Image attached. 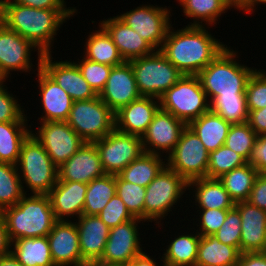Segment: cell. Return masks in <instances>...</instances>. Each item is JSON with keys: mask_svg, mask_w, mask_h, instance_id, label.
<instances>
[{"mask_svg": "<svg viewBox=\"0 0 266 266\" xmlns=\"http://www.w3.org/2000/svg\"><path fill=\"white\" fill-rule=\"evenodd\" d=\"M52 59L51 53H44L41 59V68L70 95L74 102L98 96L84 79L74 61L71 59L69 61H53Z\"/></svg>", "mask_w": 266, "mask_h": 266, "instance_id": "e0dca14e", "label": "cell"}, {"mask_svg": "<svg viewBox=\"0 0 266 266\" xmlns=\"http://www.w3.org/2000/svg\"><path fill=\"white\" fill-rule=\"evenodd\" d=\"M14 3L29 6L39 9H72L76 14L78 10L76 7H66L63 0H11Z\"/></svg>", "mask_w": 266, "mask_h": 266, "instance_id": "816d5d0a", "label": "cell"}, {"mask_svg": "<svg viewBox=\"0 0 266 266\" xmlns=\"http://www.w3.org/2000/svg\"><path fill=\"white\" fill-rule=\"evenodd\" d=\"M109 229L134 219L122 199L115 194L97 215Z\"/></svg>", "mask_w": 266, "mask_h": 266, "instance_id": "7dc6e473", "label": "cell"}, {"mask_svg": "<svg viewBox=\"0 0 266 266\" xmlns=\"http://www.w3.org/2000/svg\"><path fill=\"white\" fill-rule=\"evenodd\" d=\"M3 0H0V24H3Z\"/></svg>", "mask_w": 266, "mask_h": 266, "instance_id": "6125c7cd", "label": "cell"}, {"mask_svg": "<svg viewBox=\"0 0 266 266\" xmlns=\"http://www.w3.org/2000/svg\"><path fill=\"white\" fill-rule=\"evenodd\" d=\"M24 195L17 166L0 163V211L16 205Z\"/></svg>", "mask_w": 266, "mask_h": 266, "instance_id": "f35d334b", "label": "cell"}, {"mask_svg": "<svg viewBox=\"0 0 266 266\" xmlns=\"http://www.w3.org/2000/svg\"><path fill=\"white\" fill-rule=\"evenodd\" d=\"M40 123L37 131L31 129V134L57 167L70 159L85 143L66 121Z\"/></svg>", "mask_w": 266, "mask_h": 266, "instance_id": "4fadbf2b", "label": "cell"}, {"mask_svg": "<svg viewBox=\"0 0 266 266\" xmlns=\"http://www.w3.org/2000/svg\"><path fill=\"white\" fill-rule=\"evenodd\" d=\"M236 266H266V252L241 253Z\"/></svg>", "mask_w": 266, "mask_h": 266, "instance_id": "db71d44e", "label": "cell"}, {"mask_svg": "<svg viewBox=\"0 0 266 266\" xmlns=\"http://www.w3.org/2000/svg\"><path fill=\"white\" fill-rule=\"evenodd\" d=\"M258 4H264L266 5V0H248L240 9L239 12H241L240 10L244 11L243 13L246 14H252V12H254L255 9H257L256 7L258 6ZM257 5V6H256Z\"/></svg>", "mask_w": 266, "mask_h": 266, "instance_id": "680465c9", "label": "cell"}, {"mask_svg": "<svg viewBox=\"0 0 266 266\" xmlns=\"http://www.w3.org/2000/svg\"><path fill=\"white\" fill-rule=\"evenodd\" d=\"M142 221V222H141ZM143 220L134 218L110 229L108 240L100 260L110 263L129 264L143 252L138 224ZM141 246V247H140Z\"/></svg>", "mask_w": 266, "mask_h": 266, "instance_id": "2e32d148", "label": "cell"}, {"mask_svg": "<svg viewBox=\"0 0 266 266\" xmlns=\"http://www.w3.org/2000/svg\"><path fill=\"white\" fill-rule=\"evenodd\" d=\"M231 125L210 110L188 124L208 152L215 151L225 144Z\"/></svg>", "mask_w": 266, "mask_h": 266, "instance_id": "83f0119b", "label": "cell"}, {"mask_svg": "<svg viewBox=\"0 0 266 266\" xmlns=\"http://www.w3.org/2000/svg\"><path fill=\"white\" fill-rule=\"evenodd\" d=\"M16 166L26 195L24 183L30 194L38 195H47L57 183L58 167L31 133L21 145Z\"/></svg>", "mask_w": 266, "mask_h": 266, "instance_id": "5b68a950", "label": "cell"}, {"mask_svg": "<svg viewBox=\"0 0 266 266\" xmlns=\"http://www.w3.org/2000/svg\"><path fill=\"white\" fill-rule=\"evenodd\" d=\"M93 143L99 152L102 168L109 175H118L144 152L141 137L116 129Z\"/></svg>", "mask_w": 266, "mask_h": 266, "instance_id": "8fae6325", "label": "cell"}, {"mask_svg": "<svg viewBox=\"0 0 266 266\" xmlns=\"http://www.w3.org/2000/svg\"><path fill=\"white\" fill-rule=\"evenodd\" d=\"M241 216L240 252H266V211L247 201L235 203Z\"/></svg>", "mask_w": 266, "mask_h": 266, "instance_id": "603a6c76", "label": "cell"}, {"mask_svg": "<svg viewBox=\"0 0 266 266\" xmlns=\"http://www.w3.org/2000/svg\"><path fill=\"white\" fill-rule=\"evenodd\" d=\"M184 233L174 237V240H171L169 245H166V252L164 251L162 258H160V261H163L162 266L196 265L201 236L196 231Z\"/></svg>", "mask_w": 266, "mask_h": 266, "instance_id": "f546056e", "label": "cell"}, {"mask_svg": "<svg viewBox=\"0 0 266 266\" xmlns=\"http://www.w3.org/2000/svg\"><path fill=\"white\" fill-rule=\"evenodd\" d=\"M87 188L86 183L57 180L47 194L56 220L71 221L73 217L75 219L83 215Z\"/></svg>", "mask_w": 266, "mask_h": 266, "instance_id": "cb8c5ba5", "label": "cell"}, {"mask_svg": "<svg viewBox=\"0 0 266 266\" xmlns=\"http://www.w3.org/2000/svg\"><path fill=\"white\" fill-rule=\"evenodd\" d=\"M1 212L11 242L48 236L57 221L48 195L25 194L16 205Z\"/></svg>", "mask_w": 266, "mask_h": 266, "instance_id": "3957f363", "label": "cell"}, {"mask_svg": "<svg viewBox=\"0 0 266 266\" xmlns=\"http://www.w3.org/2000/svg\"><path fill=\"white\" fill-rule=\"evenodd\" d=\"M11 252L24 266H55L47 236L16 239Z\"/></svg>", "mask_w": 266, "mask_h": 266, "instance_id": "1f68e13d", "label": "cell"}, {"mask_svg": "<svg viewBox=\"0 0 266 266\" xmlns=\"http://www.w3.org/2000/svg\"><path fill=\"white\" fill-rule=\"evenodd\" d=\"M236 52L226 46L197 74L209 103L216 96L245 94L249 78L256 68L241 64Z\"/></svg>", "mask_w": 266, "mask_h": 266, "instance_id": "277c9868", "label": "cell"}, {"mask_svg": "<svg viewBox=\"0 0 266 266\" xmlns=\"http://www.w3.org/2000/svg\"><path fill=\"white\" fill-rule=\"evenodd\" d=\"M74 15L72 9H39L3 0V24L31 41L43 54L52 53L57 31Z\"/></svg>", "mask_w": 266, "mask_h": 266, "instance_id": "7a4b0ae2", "label": "cell"}, {"mask_svg": "<svg viewBox=\"0 0 266 266\" xmlns=\"http://www.w3.org/2000/svg\"><path fill=\"white\" fill-rule=\"evenodd\" d=\"M37 82L40 104L43 108L39 122L67 121L73 105V99L42 68L41 59L37 58ZM38 68V69H37ZM45 113V114H44Z\"/></svg>", "mask_w": 266, "mask_h": 266, "instance_id": "d6986e66", "label": "cell"}, {"mask_svg": "<svg viewBox=\"0 0 266 266\" xmlns=\"http://www.w3.org/2000/svg\"><path fill=\"white\" fill-rule=\"evenodd\" d=\"M210 111L221 116L230 124L248 122L249 111L245 94L216 96L210 102Z\"/></svg>", "mask_w": 266, "mask_h": 266, "instance_id": "74e56055", "label": "cell"}, {"mask_svg": "<svg viewBox=\"0 0 266 266\" xmlns=\"http://www.w3.org/2000/svg\"><path fill=\"white\" fill-rule=\"evenodd\" d=\"M58 181L90 183L104 176L100 155L94 143L85 142L66 162L58 167Z\"/></svg>", "mask_w": 266, "mask_h": 266, "instance_id": "44dd1931", "label": "cell"}, {"mask_svg": "<svg viewBox=\"0 0 266 266\" xmlns=\"http://www.w3.org/2000/svg\"><path fill=\"white\" fill-rule=\"evenodd\" d=\"M141 96L159 99L182 74L160 50L129 60Z\"/></svg>", "mask_w": 266, "mask_h": 266, "instance_id": "52a82bcc", "label": "cell"}, {"mask_svg": "<svg viewBox=\"0 0 266 266\" xmlns=\"http://www.w3.org/2000/svg\"><path fill=\"white\" fill-rule=\"evenodd\" d=\"M159 109V99L141 96L115 112V129L142 138Z\"/></svg>", "mask_w": 266, "mask_h": 266, "instance_id": "7402d4cb", "label": "cell"}, {"mask_svg": "<svg viewBox=\"0 0 266 266\" xmlns=\"http://www.w3.org/2000/svg\"><path fill=\"white\" fill-rule=\"evenodd\" d=\"M241 216L234 206L229 209L225 221L214 237L225 245H231L240 250Z\"/></svg>", "mask_w": 266, "mask_h": 266, "instance_id": "bcb514c9", "label": "cell"}, {"mask_svg": "<svg viewBox=\"0 0 266 266\" xmlns=\"http://www.w3.org/2000/svg\"><path fill=\"white\" fill-rule=\"evenodd\" d=\"M258 171L249 163L230 172L223 174L218 178L224 185L234 202L246 201L251 193L254 181L258 176Z\"/></svg>", "mask_w": 266, "mask_h": 266, "instance_id": "8d00e7d4", "label": "cell"}, {"mask_svg": "<svg viewBox=\"0 0 266 266\" xmlns=\"http://www.w3.org/2000/svg\"><path fill=\"white\" fill-rule=\"evenodd\" d=\"M248 123L257 135L266 133V107L259 110H248Z\"/></svg>", "mask_w": 266, "mask_h": 266, "instance_id": "f5cc1de1", "label": "cell"}, {"mask_svg": "<svg viewBox=\"0 0 266 266\" xmlns=\"http://www.w3.org/2000/svg\"><path fill=\"white\" fill-rule=\"evenodd\" d=\"M74 221L78 229L82 258L86 262L100 259L110 232L108 226L97 215L83 214Z\"/></svg>", "mask_w": 266, "mask_h": 266, "instance_id": "484cf974", "label": "cell"}, {"mask_svg": "<svg viewBox=\"0 0 266 266\" xmlns=\"http://www.w3.org/2000/svg\"><path fill=\"white\" fill-rule=\"evenodd\" d=\"M141 5L117 16L155 50H161L167 31L172 24L170 19L172 10L169 7L166 8L167 6Z\"/></svg>", "mask_w": 266, "mask_h": 266, "instance_id": "7c38bea8", "label": "cell"}, {"mask_svg": "<svg viewBox=\"0 0 266 266\" xmlns=\"http://www.w3.org/2000/svg\"><path fill=\"white\" fill-rule=\"evenodd\" d=\"M0 266H24L22 265L16 257L9 252L8 254L0 256Z\"/></svg>", "mask_w": 266, "mask_h": 266, "instance_id": "6f0895ef", "label": "cell"}, {"mask_svg": "<svg viewBox=\"0 0 266 266\" xmlns=\"http://www.w3.org/2000/svg\"><path fill=\"white\" fill-rule=\"evenodd\" d=\"M145 192V187L124 181L119 175H116V194L125 203L130 214L143 221Z\"/></svg>", "mask_w": 266, "mask_h": 266, "instance_id": "60d3db41", "label": "cell"}, {"mask_svg": "<svg viewBox=\"0 0 266 266\" xmlns=\"http://www.w3.org/2000/svg\"><path fill=\"white\" fill-rule=\"evenodd\" d=\"M74 63L94 92L99 95L107 83L112 66L90 61L84 57L81 60L78 58Z\"/></svg>", "mask_w": 266, "mask_h": 266, "instance_id": "7bdbcfd3", "label": "cell"}, {"mask_svg": "<svg viewBox=\"0 0 266 266\" xmlns=\"http://www.w3.org/2000/svg\"><path fill=\"white\" fill-rule=\"evenodd\" d=\"M98 30L89 32L84 45L83 57L112 67L125 62L107 31L99 25Z\"/></svg>", "mask_w": 266, "mask_h": 266, "instance_id": "f1b7e54d", "label": "cell"}, {"mask_svg": "<svg viewBox=\"0 0 266 266\" xmlns=\"http://www.w3.org/2000/svg\"><path fill=\"white\" fill-rule=\"evenodd\" d=\"M188 190L191 194L194 192L191 198H195L192 206L196 205V209L229 210L235 206L234 200L218 178L204 177L190 180Z\"/></svg>", "mask_w": 266, "mask_h": 266, "instance_id": "4316f807", "label": "cell"}, {"mask_svg": "<svg viewBox=\"0 0 266 266\" xmlns=\"http://www.w3.org/2000/svg\"><path fill=\"white\" fill-rule=\"evenodd\" d=\"M11 240L9 238L5 218L3 213L0 211V256L11 252Z\"/></svg>", "mask_w": 266, "mask_h": 266, "instance_id": "11a10c76", "label": "cell"}, {"mask_svg": "<svg viewBox=\"0 0 266 266\" xmlns=\"http://www.w3.org/2000/svg\"><path fill=\"white\" fill-rule=\"evenodd\" d=\"M196 212H198L197 216H199L196 218V222H199V225L197 224L199 228H197L196 232L200 236H214L223 225L228 210L198 209Z\"/></svg>", "mask_w": 266, "mask_h": 266, "instance_id": "c3c4849f", "label": "cell"}, {"mask_svg": "<svg viewBox=\"0 0 266 266\" xmlns=\"http://www.w3.org/2000/svg\"><path fill=\"white\" fill-rule=\"evenodd\" d=\"M116 194V175L105 174L88 183L83 214L98 215Z\"/></svg>", "mask_w": 266, "mask_h": 266, "instance_id": "d590c367", "label": "cell"}, {"mask_svg": "<svg viewBox=\"0 0 266 266\" xmlns=\"http://www.w3.org/2000/svg\"><path fill=\"white\" fill-rule=\"evenodd\" d=\"M84 266H129L128 264H122V263H110L105 262L103 260H91L87 261Z\"/></svg>", "mask_w": 266, "mask_h": 266, "instance_id": "91938a15", "label": "cell"}, {"mask_svg": "<svg viewBox=\"0 0 266 266\" xmlns=\"http://www.w3.org/2000/svg\"><path fill=\"white\" fill-rule=\"evenodd\" d=\"M6 80H0V122H28L29 116L18 101L17 96L10 93L4 85ZM16 98V99H15ZM22 107V108H21Z\"/></svg>", "mask_w": 266, "mask_h": 266, "instance_id": "ee69618b", "label": "cell"}, {"mask_svg": "<svg viewBox=\"0 0 266 266\" xmlns=\"http://www.w3.org/2000/svg\"><path fill=\"white\" fill-rule=\"evenodd\" d=\"M145 188L144 221H153L160 227L161 221L176 207L174 205L185 197L182 195L188 191V182L166 165Z\"/></svg>", "mask_w": 266, "mask_h": 266, "instance_id": "8992f818", "label": "cell"}, {"mask_svg": "<svg viewBox=\"0 0 266 266\" xmlns=\"http://www.w3.org/2000/svg\"><path fill=\"white\" fill-rule=\"evenodd\" d=\"M258 173H266V133L258 135L247 161Z\"/></svg>", "mask_w": 266, "mask_h": 266, "instance_id": "681fc988", "label": "cell"}, {"mask_svg": "<svg viewBox=\"0 0 266 266\" xmlns=\"http://www.w3.org/2000/svg\"><path fill=\"white\" fill-rule=\"evenodd\" d=\"M101 25L111 36L125 61L152 54L155 49L118 16L102 20Z\"/></svg>", "mask_w": 266, "mask_h": 266, "instance_id": "d4e9b609", "label": "cell"}, {"mask_svg": "<svg viewBox=\"0 0 266 266\" xmlns=\"http://www.w3.org/2000/svg\"><path fill=\"white\" fill-rule=\"evenodd\" d=\"M66 122L85 142L93 143L115 129V113L97 96L73 102Z\"/></svg>", "mask_w": 266, "mask_h": 266, "instance_id": "9c48e42d", "label": "cell"}, {"mask_svg": "<svg viewBox=\"0 0 266 266\" xmlns=\"http://www.w3.org/2000/svg\"><path fill=\"white\" fill-rule=\"evenodd\" d=\"M186 126L173 114L159 109L142 136L144 152L162 156L165 153L167 157L174 150Z\"/></svg>", "mask_w": 266, "mask_h": 266, "instance_id": "9a60e30c", "label": "cell"}, {"mask_svg": "<svg viewBox=\"0 0 266 266\" xmlns=\"http://www.w3.org/2000/svg\"><path fill=\"white\" fill-rule=\"evenodd\" d=\"M208 156L203 143L187 125L174 150L166 157V165L189 182L207 177Z\"/></svg>", "mask_w": 266, "mask_h": 266, "instance_id": "30bf717a", "label": "cell"}, {"mask_svg": "<svg viewBox=\"0 0 266 266\" xmlns=\"http://www.w3.org/2000/svg\"><path fill=\"white\" fill-rule=\"evenodd\" d=\"M27 123L0 122V163L17 164L21 145L31 133Z\"/></svg>", "mask_w": 266, "mask_h": 266, "instance_id": "e575fe53", "label": "cell"}, {"mask_svg": "<svg viewBox=\"0 0 266 266\" xmlns=\"http://www.w3.org/2000/svg\"><path fill=\"white\" fill-rule=\"evenodd\" d=\"M172 26L160 51L184 75H197L227 46L208 32L209 26Z\"/></svg>", "mask_w": 266, "mask_h": 266, "instance_id": "6da1fadb", "label": "cell"}, {"mask_svg": "<svg viewBox=\"0 0 266 266\" xmlns=\"http://www.w3.org/2000/svg\"><path fill=\"white\" fill-rule=\"evenodd\" d=\"M183 7L184 16L193 19L187 26H211L221 15L234 8L228 0H176ZM223 13V14H222ZM204 22V23H203ZM206 22V23H205Z\"/></svg>", "mask_w": 266, "mask_h": 266, "instance_id": "d6a6232c", "label": "cell"}, {"mask_svg": "<svg viewBox=\"0 0 266 266\" xmlns=\"http://www.w3.org/2000/svg\"><path fill=\"white\" fill-rule=\"evenodd\" d=\"M98 96L114 113L141 97L129 61L112 67L107 83Z\"/></svg>", "mask_w": 266, "mask_h": 266, "instance_id": "ffe728a7", "label": "cell"}, {"mask_svg": "<svg viewBox=\"0 0 266 266\" xmlns=\"http://www.w3.org/2000/svg\"><path fill=\"white\" fill-rule=\"evenodd\" d=\"M32 51H37L38 58H42L43 53L31 41L3 24L0 27V79L7 81L13 71L30 74L35 67L31 61Z\"/></svg>", "mask_w": 266, "mask_h": 266, "instance_id": "5bb4252c", "label": "cell"}, {"mask_svg": "<svg viewBox=\"0 0 266 266\" xmlns=\"http://www.w3.org/2000/svg\"><path fill=\"white\" fill-rule=\"evenodd\" d=\"M257 138L258 135L253 131L248 122L232 124L224 145L248 161Z\"/></svg>", "mask_w": 266, "mask_h": 266, "instance_id": "b9f144b4", "label": "cell"}, {"mask_svg": "<svg viewBox=\"0 0 266 266\" xmlns=\"http://www.w3.org/2000/svg\"><path fill=\"white\" fill-rule=\"evenodd\" d=\"M129 266H160L153 256H149L144 250L137 255L129 264Z\"/></svg>", "mask_w": 266, "mask_h": 266, "instance_id": "9f6ffc18", "label": "cell"}, {"mask_svg": "<svg viewBox=\"0 0 266 266\" xmlns=\"http://www.w3.org/2000/svg\"><path fill=\"white\" fill-rule=\"evenodd\" d=\"M246 102L248 110H259L266 107V71L256 69L246 86Z\"/></svg>", "mask_w": 266, "mask_h": 266, "instance_id": "f6af8a7d", "label": "cell"}, {"mask_svg": "<svg viewBox=\"0 0 266 266\" xmlns=\"http://www.w3.org/2000/svg\"><path fill=\"white\" fill-rule=\"evenodd\" d=\"M162 157L165 156L143 152L118 175L124 181L147 187L166 166V158Z\"/></svg>", "mask_w": 266, "mask_h": 266, "instance_id": "836d02e7", "label": "cell"}, {"mask_svg": "<svg viewBox=\"0 0 266 266\" xmlns=\"http://www.w3.org/2000/svg\"><path fill=\"white\" fill-rule=\"evenodd\" d=\"M248 0H228V2L235 8L237 11L247 2Z\"/></svg>", "mask_w": 266, "mask_h": 266, "instance_id": "94428289", "label": "cell"}, {"mask_svg": "<svg viewBox=\"0 0 266 266\" xmlns=\"http://www.w3.org/2000/svg\"><path fill=\"white\" fill-rule=\"evenodd\" d=\"M246 201L266 211V173L258 174Z\"/></svg>", "mask_w": 266, "mask_h": 266, "instance_id": "f907efd6", "label": "cell"}, {"mask_svg": "<svg viewBox=\"0 0 266 266\" xmlns=\"http://www.w3.org/2000/svg\"><path fill=\"white\" fill-rule=\"evenodd\" d=\"M240 255L238 248L225 245L214 236H201L195 266H236Z\"/></svg>", "mask_w": 266, "mask_h": 266, "instance_id": "4dcf8cb0", "label": "cell"}, {"mask_svg": "<svg viewBox=\"0 0 266 266\" xmlns=\"http://www.w3.org/2000/svg\"><path fill=\"white\" fill-rule=\"evenodd\" d=\"M208 157L207 178H220L223 174L247 163L240 154L227 148L225 145L209 152Z\"/></svg>", "mask_w": 266, "mask_h": 266, "instance_id": "ab89813d", "label": "cell"}, {"mask_svg": "<svg viewBox=\"0 0 266 266\" xmlns=\"http://www.w3.org/2000/svg\"><path fill=\"white\" fill-rule=\"evenodd\" d=\"M47 239L55 266H84L74 221L57 220Z\"/></svg>", "mask_w": 266, "mask_h": 266, "instance_id": "ac0fdd59", "label": "cell"}, {"mask_svg": "<svg viewBox=\"0 0 266 266\" xmlns=\"http://www.w3.org/2000/svg\"><path fill=\"white\" fill-rule=\"evenodd\" d=\"M160 109L187 125L210 110V103L197 75H183L160 98Z\"/></svg>", "mask_w": 266, "mask_h": 266, "instance_id": "ba28073f", "label": "cell"}]
</instances>
